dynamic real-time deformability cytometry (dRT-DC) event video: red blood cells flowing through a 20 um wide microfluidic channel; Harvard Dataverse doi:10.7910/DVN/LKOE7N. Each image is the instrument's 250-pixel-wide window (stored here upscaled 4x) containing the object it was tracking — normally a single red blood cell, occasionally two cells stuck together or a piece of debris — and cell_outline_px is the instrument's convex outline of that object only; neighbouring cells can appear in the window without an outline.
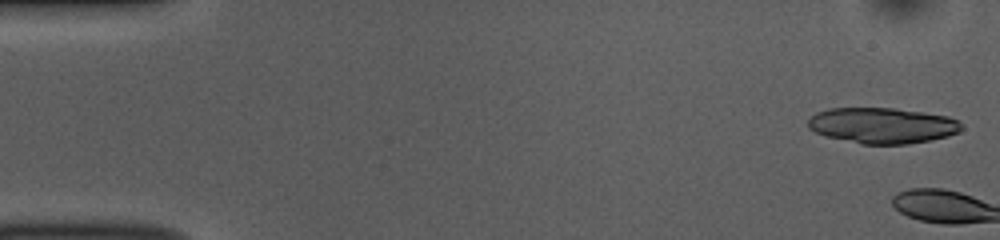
{"species": "common noctule bat (a hibernating species)", "species_latin": "Nyctalus noctula", "temperature_condition": "room temperature", "stored_images_in_passage": 3, "camera_frame_rate_fps": 3000, "um_per_image_px": 0.085, "animal": {"sex": "female", "body_mass_g": 10.0, "forearm_length_mm": 53.1}, "frame": {"image": 1, "passage_image": 1, "time_ms": 0.0, "image_size_px": [1000, 240], "cell_outline_px": [[964, 128], [960, 132], [948, 136], [908, 144], [860, 144], [824, 136], [808, 128], [808, 120], [816, 112], [828, 108], [896, 108], [924, 112], [948, 116], [956, 120]], "centroid_in_image_um": [74.99, 10.66], "position_along_channel_um": 10.0, "area_um2": 32.14}}